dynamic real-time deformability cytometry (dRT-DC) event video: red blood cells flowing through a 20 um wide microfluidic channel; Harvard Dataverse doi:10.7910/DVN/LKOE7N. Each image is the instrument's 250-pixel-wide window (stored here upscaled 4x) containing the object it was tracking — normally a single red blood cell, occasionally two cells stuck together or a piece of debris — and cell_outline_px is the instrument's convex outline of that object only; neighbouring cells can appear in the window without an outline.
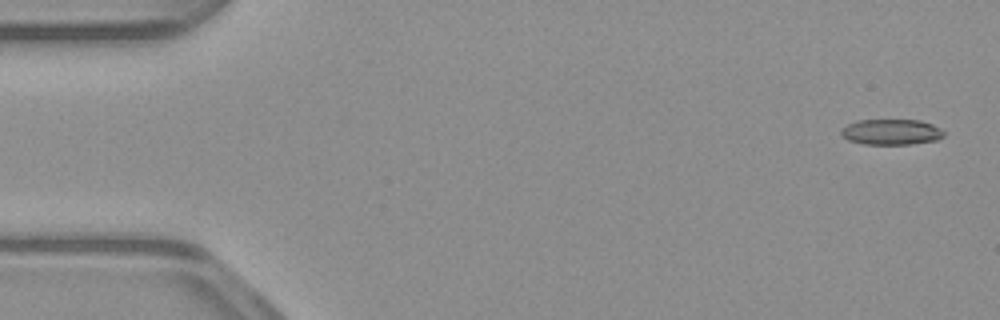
{"species": "common noctule bat (a hibernating species)", "species_latin": "Nyctalus noctula", "temperature_condition": "warm", "stored_images_in_passage": 52, "camera_frame_rate_fps": 3000, "um_per_image_px": 0.085, "animal": {"sex": "male", "body_mass_g": 23.1, "forearm_length_mm": 52.7}, "frame": {"image": 1, "passage_image": 2, "time_ms": 0.333, "image_size_px": [1000, 320], "cell_outline_px": [[944, 136], [936, 140], [908, 144], [864, 144], [848, 140], [840, 132], [848, 124], [860, 120], [920, 120], [932, 124], [940, 128], [944, 132]], "centroid_in_image_um": [75.79, 11.21], "position_along_channel_um": 9.2, "area_um2": 15.14}}
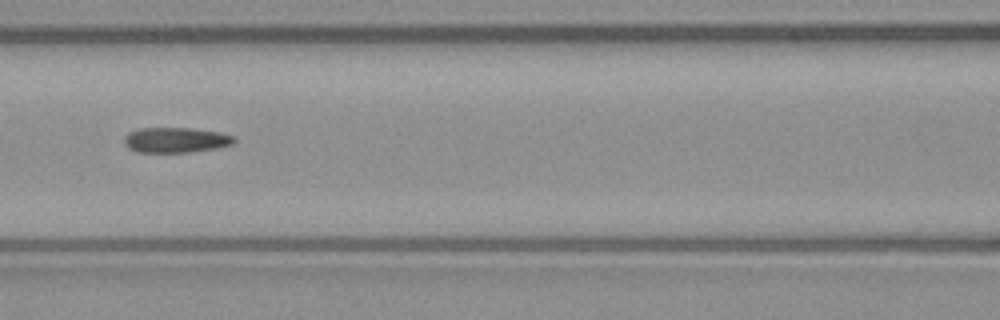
{"frame": {"image": 2, "passage_image": 23, "time_ms": 7.333, "image_size_px": [1000, 320], "cell_outline_px": [[236, 140], [232, 144], [216, 148], [188, 152], [136, 152], [128, 148], [124, 144], [124, 136], [128, 132], [140, 128], [192, 128], [220, 132], [236, 136]], "centroid_in_image_um": [14.93, 11.89], "position_along_channel_um": 151.7, "area_um2": 16.3}}
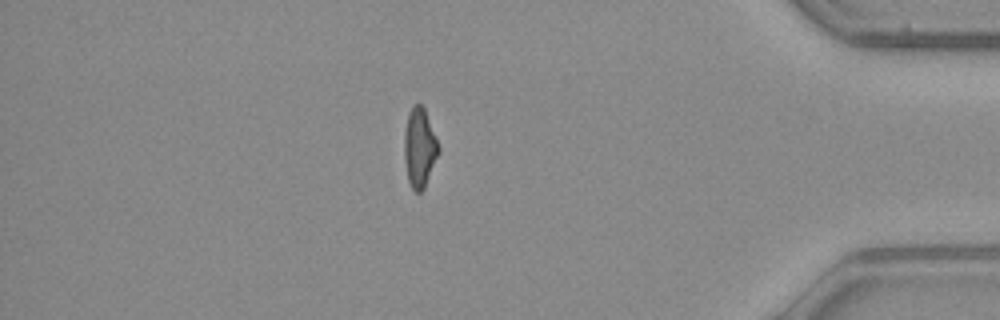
{"frame": {"image": 3, "passage_image": 45, "time_ms": 14.667, "image_size_px": [1000, 320], "cell_outline_px": [[440, 152], [424, 188], [420, 192], [416, 192], [412, 188], [408, 180], [404, 160], [404, 132], [408, 112], [412, 104], [420, 104], [424, 108], [440, 148]], "centroid_in_image_um": [35.65, 12.55], "position_along_channel_um": 399.6, "area_um2": 15.9}, "authors_computed_cell_mechanics": {"area_um2": 16.3285, "velocity_mm_per_s": 3.9568, "shape_relaxation_time_tau1_ms": null, "shape_relaxation_time_tau2_ms": 4.984, "deformation_change_tau1": null, "deformation_change_tau2": 0.1458}}